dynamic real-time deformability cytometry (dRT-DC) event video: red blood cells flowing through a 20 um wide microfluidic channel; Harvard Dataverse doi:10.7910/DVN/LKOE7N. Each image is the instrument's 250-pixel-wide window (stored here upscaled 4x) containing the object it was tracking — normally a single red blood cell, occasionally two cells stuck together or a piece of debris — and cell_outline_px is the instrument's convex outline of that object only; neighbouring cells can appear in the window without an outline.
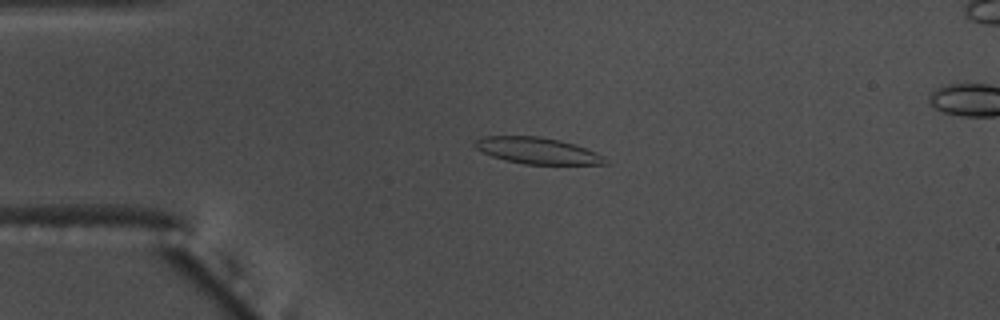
{"species": "common noctule bat (a hibernating species)", "species_latin": "Nyctalus noctula", "temperature_condition": "warm", "stored_images_in_passage": 54, "camera_frame_rate_fps": 3000, "um_per_image_px": 0.085, "animal": {"sex": "male", "body_mass_g": 17.5, "forearm_length_mm": 52.3}, "frame": {"image": 1, "passage_image": 12, "time_ms": 3.667, "image_size_px": [1000, 320], "cell_outline_px": [[608, 164], [524, 164], [504, 160], [492, 156], [476, 148], [472, 144], [476, 140], [484, 136], [540, 136], [560, 140], [576, 144], [596, 152], [604, 156]], "centroid_in_image_um": [45.68, 12.8], "position_along_channel_um": 39.3, "area_um2": 20.06}}
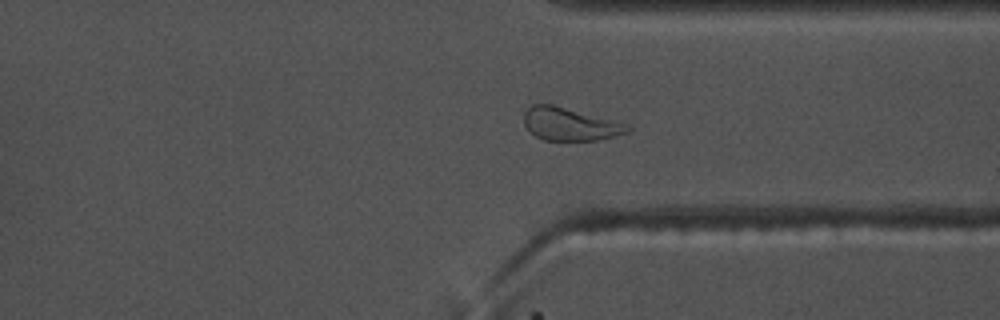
{"frame": {"image": 2, "passage_image": 41, "time_ms": 13.333, "image_size_px": [1000, 320], "cell_outline_px": [[632, 128], [628, 132], [596, 140], [544, 140], [536, 136], [524, 124], [524, 112], [532, 104], [552, 104], [628, 124]], "centroid_in_image_um": [48.43, 10.54], "position_along_channel_um": 363.0, "area_um2": 19.54}}
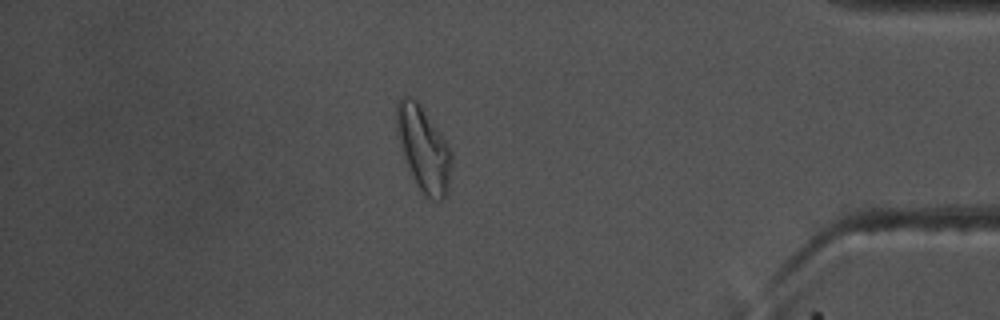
{"frame": {"image": 3, "passage_image": 47, "time_ms": 15.333, "image_size_px": [1000, 320], "cell_outline_px": [[452, 164], [448, 188], [444, 200], [432, 200], [424, 196], [412, 176], [404, 160], [400, 148], [396, 132], [396, 104], [400, 96], [412, 96], [420, 104], [448, 144], [452, 152]], "centroid_in_image_um": [35.98, 12.65], "position_along_channel_um": 399.2, "area_um2": 27.46}, "authors_computed_cell_mechanics": {"area_um2": 20.0566, "velocity_mm_per_s": 3.668, "shape_relaxation_time_tau1_ms": 7.526, "shape_relaxation_time_tau2_ms": 2.4652, "deformation_change_tau1": 0.2108, "deformation_change_tau2": 0.1022}}